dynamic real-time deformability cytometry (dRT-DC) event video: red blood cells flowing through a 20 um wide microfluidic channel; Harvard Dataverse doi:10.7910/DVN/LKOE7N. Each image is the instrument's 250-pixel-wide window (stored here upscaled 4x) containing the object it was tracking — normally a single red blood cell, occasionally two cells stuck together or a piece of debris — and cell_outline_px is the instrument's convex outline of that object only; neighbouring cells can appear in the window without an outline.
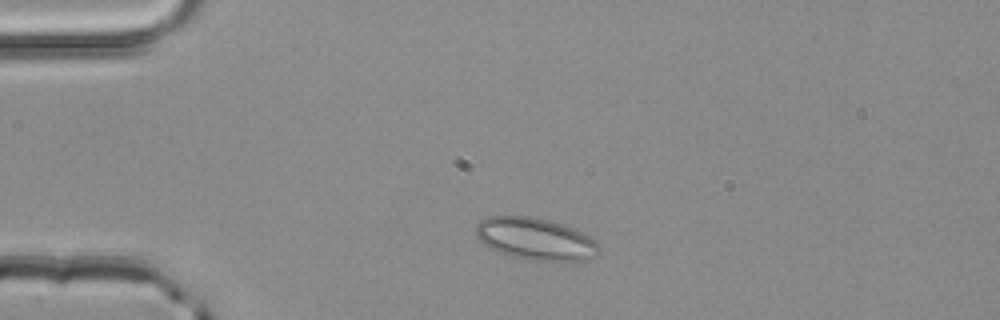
{"species": "common noctule bat (a hibernating species)", "species_latin": "Nyctalus noctula", "temperature_condition": "room temperature", "stored_images_in_passage": 1, "camera_frame_rate_fps": 3000, "um_per_image_px": 0.085, "animal": {"sex": "male", "body_mass_g": 20.4}, "frame": {"image": 1, "passage_image": 1, "time_ms": 0.0, "image_size_px": [1000, 320], "cell_outline_px": [[600, 252], [596, 256], [584, 260], [528, 260], [512, 256], [500, 252], [484, 244], [476, 236], [476, 224], [480, 220], [488, 216], [532, 216], [564, 224], [576, 228], [600, 244]], "centroid_in_image_um": [45.53, 20.29], "position_along_channel_um": 39.5, "area_um2": 30.23}}